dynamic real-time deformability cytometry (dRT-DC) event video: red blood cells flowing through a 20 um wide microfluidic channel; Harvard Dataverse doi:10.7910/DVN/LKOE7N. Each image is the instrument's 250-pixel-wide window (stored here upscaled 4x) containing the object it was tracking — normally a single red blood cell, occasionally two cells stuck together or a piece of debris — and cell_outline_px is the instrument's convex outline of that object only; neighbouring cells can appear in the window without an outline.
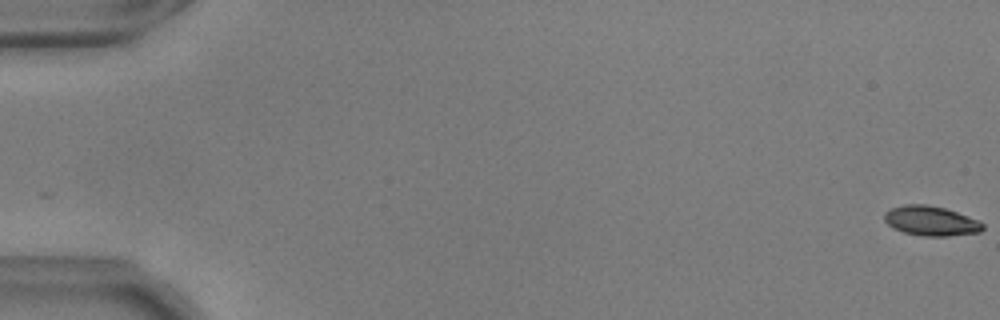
{"species": "common noctule bat (a hibernating species)", "species_latin": "Nyctalus noctula", "temperature_condition": "warm", "stored_images_in_passage": 56, "camera_frame_rate_fps": 3000, "um_per_image_px": 0.085, "animal": {"sex": "male", "body_mass_g": 17.9, "forearm_length_mm": 54.2}, "frame": {"image": 1, "passage_image": 1, "time_ms": 0.0, "image_size_px": [1000, 320], "cell_outline_px": [[984, 228], [980, 232], [948, 236], [924, 236], [904, 232], [892, 228], [884, 220], [884, 212], [892, 208], [904, 204], [928, 204], [944, 208], [980, 220], [984, 224]], "centroid_in_image_um": [79.13, 18.77], "position_along_channel_um": 5.9, "area_um2": 17.11}}
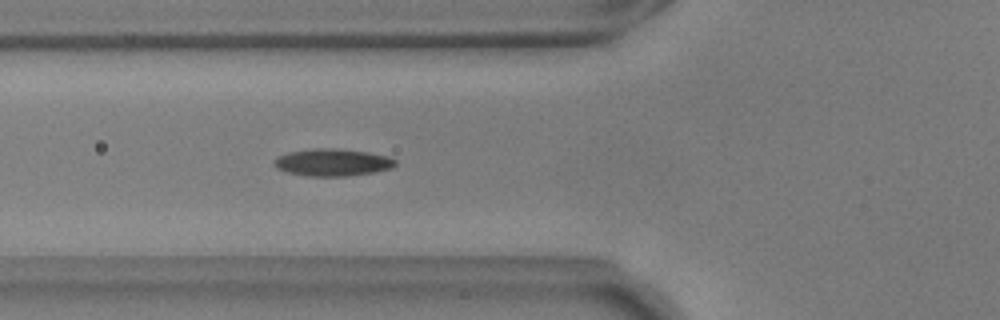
{"frame": {"image": 2, "passage_image": 22, "time_ms": 7.0, "image_size_px": [1000, 320], "cell_outline_px": [[396, 164], [392, 168], [372, 172], [348, 176], [308, 176], [288, 172], [276, 168], [272, 164], [272, 160], [276, 156], [288, 152], [316, 148], [336, 148], [368, 152], [388, 156], [396, 160]], "centroid_in_image_um": [28.22, 13.79], "position_along_channel_um": 97.6, "area_um2": 19.36}}
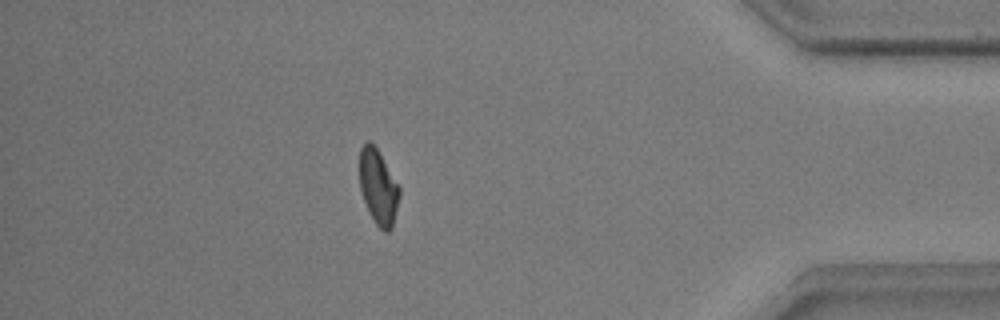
{"frame": {"image": 3, "passage_image": 50, "time_ms": 16.333, "image_size_px": [1000, 320], "cell_outline_px": [[400, 196], [392, 228], [388, 232], [384, 232], [376, 224], [368, 212], [360, 188], [360, 148], [368, 140], [376, 148], [400, 184]], "centroid_in_image_um": [32.18, 15.92], "position_along_channel_um": 403.0, "area_um2": 17.51}, "authors_computed_cell_mechanics": {"area_um2": 17.8602, "velocity_mm_per_s": 3.674, "shape_relaxation_time_tau1_ms": 5.7259, "shape_relaxation_time_tau2_ms": 2.0124, "deformation_change_tau1": 0.1616, "deformation_change_tau2": 0.0787}}